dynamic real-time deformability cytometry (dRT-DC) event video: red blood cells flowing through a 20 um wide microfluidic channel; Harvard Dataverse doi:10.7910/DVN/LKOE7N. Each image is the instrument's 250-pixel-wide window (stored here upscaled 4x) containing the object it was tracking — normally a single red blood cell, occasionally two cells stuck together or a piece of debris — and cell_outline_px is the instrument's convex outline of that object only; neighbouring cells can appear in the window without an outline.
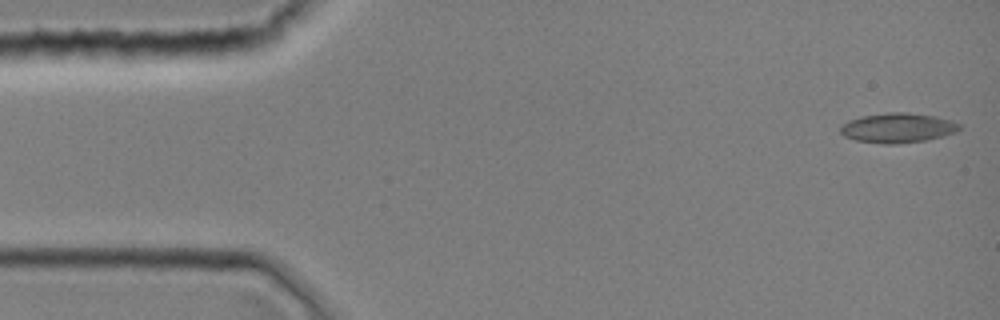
{"species": "common noctule bat (a hibernating species)", "species_latin": "Nyctalus noctula", "temperature_condition": "room temperature", "stored_images_in_passage": 1, "camera_frame_rate_fps": 3000, "um_per_image_px": 0.085, "animal": {"sex": "female", "body_mass_g": 19.0, "forearm_length_mm": 51.5}, "frame": {"image": 1, "passage_image": 1, "time_ms": 0.0, "image_size_px": [1000, 320], "cell_outline_px": [[960, 128], [956, 132], [944, 136], [928, 140], [896, 144], [884, 144], [856, 140], [844, 136], [840, 132], [840, 128], [848, 120], [860, 116], [888, 112], [908, 112], [936, 116], [952, 120], [960, 124]], "centroid_in_image_um": [76.33, 10.86], "position_along_channel_um": 8.7, "area_um2": 20.81}}